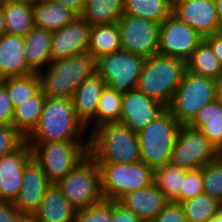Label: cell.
<instances>
[{
    "instance_id": "cell-36",
    "label": "cell",
    "mask_w": 222,
    "mask_h": 222,
    "mask_svg": "<svg viewBox=\"0 0 222 222\" xmlns=\"http://www.w3.org/2000/svg\"><path fill=\"white\" fill-rule=\"evenodd\" d=\"M204 193L222 202V157L206 163L202 168Z\"/></svg>"
},
{
    "instance_id": "cell-12",
    "label": "cell",
    "mask_w": 222,
    "mask_h": 222,
    "mask_svg": "<svg viewBox=\"0 0 222 222\" xmlns=\"http://www.w3.org/2000/svg\"><path fill=\"white\" fill-rule=\"evenodd\" d=\"M160 25L156 21L122 14L117 22L122 50L145 58L158 53Z\"/></svg>"
},
{
    "instance_id": "cell-48",
    "label": "cell",
    "mask_w": 222,
    "mask_h": 222,
    "mask_svg": "<svg viewBox=\"0 0 222 222\" xmlns=\"http://www.w3.org/2000/svg\"><path fill=\"white\" fill-rule=\"evenodd\" d=\"M17 222H38L33 214H22Z\"/></svg>"
},
{
    "instance_id": "cell-11",
    "label": "cell",
    "mask_w": 222,
    "mask_h": 222,
    "mask_svg": "<svg viewBox=\"0 0 222 222\" xmlns=\"http://www.w3.org/2000/svg\"><path fill=\"white\" fill-rule=\"evenodd\" d=\"M219 155L209 139L199 130L190 125L180 127L169 163L186 169L202 168Z\"/></svg>"
},
{
    "instance_id": "cell-29",
    "label": "cell",
    "mask_w": 222,
    "mask_h": 222,
    "mask_svg": "<svg viewBox=\"0 0 222 222\" xmlns=\"http://www.w3.org/2000/svg\"><path fill=\"white\" fill-rule=\"evenodd\" d=\"M123 14V0H86L80 15L91 26L117 23Z\"/></svg>"
},
{
    "instance_id": "cell-17",
    "label": "cell",
    "mask_w": 222,
    "mask_h": 222,
    "mask_svg": "<svg viewBox=\"0 0 222 222\" xmlns=\"http://www.w3.org/2000/svg\"><path fill=\"white\" fill-rule=\"evenodd\" d=\"M172 13L203 37L221 32L214 0H179Z\"/></svg>"
},
{
    "instance_id": "cell-14",
    "label": "cell",
    "mask_w": 222,
    "mask_h": 222,
    "mask_svg": "<svg viewBox=\"0 0 222 222\" xmlns=\"http://www.w3.org/2000/svg\"><path fill=\"white\" fill-rule=\"evenodd\" d=\"M167 107L148 97L138 88L123 93L120 123L139 133L162 114Z\"/></svg>"
},
{
    "instance_id": "cell-18",
    "label": "cell",
    "mask_w": 222,
    "mask_h": 222,
    "mask_svg": "<svg viewBox=\"0 0 222 222\" xmlns=\"http://www.w3.org/2000/svg\"><path fill=\"white\" fill-rule=\"evenodd\" d=\"M51 185L42 167L32 158L23 170L22 186L15 207L22 214H34Z\"/></svg>"
},
{
    "instance_id": "cell-32",
    "label": "cell",
    "mask_w": 222,
    "mask_h": 222,
    "mask_svg": "<svg viewBox=\"0 0 222 222\" xmlns=\"http://www.w3.org/2000/svg\"><path fill=\"white\" fill-rule=\"evenodd\" d=\"M173 7L164 0H123V14L161 23Z\"/></svg>"
},
{
    "instance_id": "cell-33",
    "label": "cell",
    "mask_w": 222,
    "mask_h": 222,
    "mask_svg": "<svg viewBox=\"0 0 222 222\" xmlns=\"http://www.w3.org/2000/svg\"><path fill=\"white\" fill-rule=\"evenodd\" d=\"M0 82L6 87L14 108L35 96L41 90L37 73L26 76L7 77L1 79Z\"/></svg>"
},
{
    "instance_id": "cell-9",
    "label": "cell",
    "mask_w": 222,
    "mask_h": 222,
    "mask_svg": "<svg viewBox=\"0 0 222 222\" xmlns=\"http://www.w3.org/2000/svg\"><path fill=\"white\" fill-rule=\"evenodd\" d=\"M101 190L105 200L119 201L126 194L153 183L154 170L142 161L127 163H98Z\"/></svg>"
},
{
    "instance_id": "cell-25",
    "label": "cell",
    "mask_w": 222,
    "mask_h": 222,
    "mask_svg": "<svg viewBox=\"0 0 222 222\" xmlns=\"http://www.w3.org/2000/svg\"><path fill=\"white\" fill-rule=\"evenodd\" d=\"M190 126L199 129L218 152L222 150V104L216 99L198 112Z\"/></svg>"
},
{
    "instance_id": "cell-35",
    "label": "cell",
    "mask_w": 222,
    "mask_h": 222,
    "mask_svg": "<svg viewBox=\"0 0 222 222\" xmlns=\"http://www.w3.org/2000/svg\"><path fill=\"white\" fill-rule=\"evenodd\" d=\"M122 97L123 93L106 85L95 111V128L106 123L120 122Z\"/></svg>"
},
{
    "instance_id": "cell-23",
    "label": "cell",
    "mask_w": 222,
    "mask_h": 222,
    "mask_svg": "<svg viewBox=\"0 0 222 222\" xmlns=\"http://www.w3.org/2000/svg\"><path fill=\"white\" fill-rule=\"evenodd\" d=\"M33 11L34 26L51 32L57 31L79 17L54 0H36L33 3Z\"/></svg>"
},
{
    "instance_id": "cell-27",
    "label": "cell",
    "mask_w": 222,
    "mask_h": 222,
    "mask_svg": "<svg viewBox=\"0 0 222 222\" xmlns=\"http://www.w3.org/2000/svg\"><path fill=\"white\" fill-rule=\"evenodd\" d=\"M6 33L25 36L34 26L33 3L12 2L2 4Z\"/></svg>"
},
{
    "instance_id": "cell-5",
    "label": "cell",
    "mask_w": 222,
    "mask_h": 222,
    "mask_svg": "<svg viewBox=\"0 0 222 222\" xmlns=\"http://www.w3.org/2000/svg\"><path fill=\"white\" fill-rule=\"evenodd\" d=\"M48 181L57 184L89 154V141L28 143Z\"/></svg>"
},
{
    "instance_id": "cell-31",
    "label": "cell",
    "mask_w": 222,
    "mask_h": 222,
    "mask_svg": "<svg viewBox=\"0 0 222 222\" xmlns=\"http://www.w3.org/2000/svg\"><path fill=\"white\" fill-rule=\"evenodd\" d=\"M186 171L170 163L154 170L153 182L169 202L179 203L180 187H182Z\"/></svg>"
},
{
    "instance_id": "cell-3",
    "label": "cell",
    "mask_w": 222,
    "mask_h": 222,
    "mask_svg": "<svg viewBox=\"0 0 222 222\" xmlns=\"http://www.w3.org/2000/svg\"><path fill=\"white\" fill-rule=\"evenodd\" d=\"M94 72L95 61L88 53H82L51 62L37 74L45 97L72 99L80 84Z\"/></svg>"
},
{
    "instance_id": "cell-10",
    "label": "cell",
    "mask_w": 222,
    "mask_h": 222,
    "mask_svg": "<svg viewBox=\"0 0 222 222\" xmlns=\"http://www.w3.org/2000/svg\"><path fill=\"white\" fill-rule=\"evenodd\" d=\"M145 57L119 50L95 60V72L111 89L126 93L138 87Z\"/></svg>"
},
{
    "instance_id": "cell-38",
    "label": "cell",
    "mask_w": 222,
    "mask_h": 222,
    "mask_svg": "<svg viewBox=\"0 0 222 222\" xmlns=\"http://www.w3.org/2000/svg\"><path fill=\"white\" fill-rule=\"evenodd\" d=\"M201 168L187 170L179 192V203L204 193Z\"/></svg>"
},
{
    "instance_id": "cell-47",
    "label": "cell",
    "mask_w": 222,
    "mask_h": 222,
    "mask_svg": "<svg viewBox=\"0 0 222 222\" xmlns=\"http://www.w3.org/2000/svg\"><path fill=\"white\" fill-rule=\"evenodd\" d=\"M216 6L217 17L219 21L220 31H222V0H214Z\"/></svg>"
},
{
    "instance_id": "cell-4",
    "label": "cell",
    "mask_w": 222,
    "mask_h": 222,
    "mask_svg": "<svg viewBox=\"0 0 222 222\" xmlns=\"http://www.w3.org/2000/svg\"><path fill=\"white\" fill-rule=\"evenodd\" d=\"M185 70L184 60L156 53L145 59L137 88L168 107Z\"/></svg>"
},
{
    "instance_id": "cell-30",
    "label": "cell",
    "mask_w": 222,
    "mask_h": 222,
    "mask_svg": "<svg viewBox=\"0 0 222 222\" xmlns=\"http://www.w3.org/2000/svg\"><path fill=\"white\" fill-rule=\"evenodd\" d=\"M186 70L216 81L222 75V64L203 39L186 61Z\"/></svg>"
},
{
    "instance_id": "cell-22",
    "label": "cell",
    "mask_w": 222,
    "mask_h": 222,
    "mask_svg": "<svg viewBox=\"0 0 222 222\" xmlns=\"http://www.w3.org/2000/svg\"><path fill=\"white\" fill-rule=\"evenodd\" d=\"M76 212L58 185L51 184L33 215L38 222H74Z\"/></svg>"
},
{
    "instance_id": "cell-2",
    "label": "cell",
    "mask_w": 222,
    "mask_h": 222,
    "mask_svg": "<svg viewBox=\"0 0 222 222\" xmlns=\"http://www.w3.org/2000/svg\"><path fill=\"white\" fill-rule=\"evenodd\" d=\"M89 154L97 163L140 162L138 135L120 122L100 125L89 134Z\"/></svg>"
},
{
    "instance_id": "cell-46",
    "label": "cell",
    "mask_w": 222,
    "mask_h": 222,
    "mask_svg": "<svg viewBox=\"0 0 222 222\" xmlns=\"http://www.w3.org/2000/svg\"><path fill=\"white\" fill-rule=\"evenodd\" d=\"M216 92L215 99L222 104V75L215 81Z\"/></svg>"
},
{
    "instance_id": "cell-8",
    "label": "cell",
    "mask_w": 222,
    "mask_h": 222,
    "mask_svg": "<svg viewBox=\"0 0 222 222\" xmlns=\"http://www.w3.org/2000/svg\"><path fill=\"white\" fill-rule=\"evenodd\" d=\"M57 185L77 211L104 200L99 165L90 154L80 161Z\"/></svg>"
},
{
    "instance_id": "cell-52",
    "label": "cell",
    "mask_w": 222,
    "mask_h": 222,
    "mask_svg": "<svg viewBox=\"0 0 222 222\" xmlns=\"http://www.w3.org/2000/svg\"><path fill=\"white\" fill-rule=\"evenodd\" d=\"M164 1H166L172 7H174L179 0H164Z\"/></svg>"
},
{
    "instance_id": "cell-49",
    "label": "cell",
    "mask_w": 222,
    "mask_h": 222,
    "mask_svg": "<svg viewBox=\"0 0 222 222\" xmlns=\"http://www.w3.org/2000/svg\"><path fill=\"white\" fill-rule=\"evenodd\" d=\"M6 33V26L4 21V15L2 12V4H0V36Z\"/></svg>"
},
{
    "instance_id": "cell-7",
    "label": "cell",
    "mask_w": 222,
    "mask_h": 222,
    "mask_svg": "<svg viewBox=\"0 0 222 222\" xmlns=\"http://www.w3.org/2000/svg\"><path fill=\"white\" fill-rule=\"evenodd\" d=\"M215 92V80L185 70L167 109L181 126L190 125L198 112L215 100Z\"/></svg>"
},
{
    "instance_id": "cell-37",
    "label": "cell",
    "mask_w": 222,
    "mask_h": 222,
    "mask_svg": "<svg viewBox=\"0 0 222 222\" xmlns=\"http://www.w3.org/2000/svg\"><path fill=\"white\" fill-rule=\"evenodd\" d=\"M74 222H112V201L104 199L98 204L78 210Z\"/></svg>"
},
{
    "instance_id": "cell-28",
    "label": "cell",
    "mask_w": 222,
    "mask_h": 222,
    "mask_svg": "<svg viewBox=\"0 0 222 222\" xmlns=\"http://www.w3.org/2000/svg\"><path fill=\"white\" fill-rule=\"evenodd\" d=\"M45 96L41 90L14 108L12 125L27 138L36 128L43 110Z\"/></svg>"
},
{
    "instance_id": "cell-6",
    "label": "cell",
    "mask_w": 222,
    "mask_h": 222,
    "mask_svg": "<svg viewBox=\"0 0 222 222\" xmlns=\"http://www.w3.org/2000/svg\"><path fill=\"white\" fill-rule=\"evenodd\" d=\"M180 127L177 119L166 109L137 133L141 161L153 170L169 163Z\"/></svg>"
},
{
    "instance_id": "cell-44",
    "label": "cell",
    "mask_w": 222,
    "mask_h": 222,
    "mask_svg": "<svg viewBox=\"0 0 222 222\" xmlns=\"http://www.w3.org/2000/svg\"><path fill=\"white\" fill-rule=\"evenodd\" d=\"M204 40L210 45L214 55L218 58L222 64V31L204 37Z\"/></svg>"
},
{
    "instance_id": "cell-50",
    "label": "cell",
    "mask_w": 222,
    "mask_h": 222,
    "mask_svg": "<svg viewBox=\"0 0 222 222\" xmlns=\"http://www.w3.org/2000/svg\"><path fill=\"white\" fill-rule=\"evenodd\" d=\"M207 222H222V209L217 212L211 219Z\"/></svg>"
},
{
    "instance_id": "cell-13",
    "label": "cell",
    "mask_w": 222,
    "mask_h": 222,
    "mask_svg": "<svg viewBox=\"0 0 222 222\" xmlns=\"http://www.w3.org/2000/svg\"><path fill=\"white\" fill-rule=\"evenodd\" d=\"M203 39L202 35L171 13L160 25L158 53L186 62Z\"/></svg>"
},
{
    "instance_id": "cell-16",
    "label": "cell",
    "mask_w": 222,
    "mask_h": 222,
    "mask_svg": "<svg viewBox=\"0 0 222 222\" xmlns=\"http://www.w3.org/2000/svg\"><path fill=\"white\" fill-rule=\"evenodd\" d=\"M32 158V149L26 141L14 152L0 158V201L14 203L17 199L23 170Z\"/></svg>"
},
{
    "instance_id": "cell-41",
    "label": "cell",
    "mask_w": 222,
    "mask_h": 222,
    "mask_svg": "<svg viewBox=\"0 0 222 222\" xmlns=\"http://www.w3.org/2000/svg\"><path fill=\"white\" fill-rule=\"evenodd\" d=\"M14 106L6 87L0 82V127L12 124Z\"/></svg>"
},
{
    "instance_id": "cell-43",
    "label": "cell",
    "mask_w": 222,
    "mask_h": 222,
    "mask_svg": "<svg viewBox=\"0 0 222 222\" xmlns=\"http://www.w3.org/2000/svg\"><path fill=\"white\" fill-rule=\"evenodd\" d=\"M21 215L13 202L0 201V222H17Z\"/></svg>"
},
{
    "instance_id": "cell-24",
    "label": "cell",
    "mask_w": 222,
    "mask_h": 222,
    "mask_svg": "<svg viewBox=\"0 0 222 222\" xmlns=\"http://www.w3.org/2000/svg\"><path fill=\"white\" fill-rule=\"evenodd\" d=\"M52 36L53 32L38 27L24 36L26 61L34 73L44 70L51 63Z\"/></svg>"
},
{
    "instance_id": "cell-42",
    "label": "cell",
    "mask_w": 222,
    "mask_h": 222,
    "mask_svg": "<svg viewBox=\"0 0 222 222\" xmlns=\"http://www.w3.org/2000/svg\"><path fill=\"white\" fill-rule=\"evenodd\" d=\"M112 222H143L133 211L118 201H112Z\"/></svg>"
},
{
    "instance_id": "cell-40",
    "label": "cell",
    "mask_w": 222,
    "mask_h": 222,
    "mask_svg": "<svg viewBox=\"0 0 222 222\" xmlns=\"http://www.w3.org/2000/svg\"><path fill=\"white\" fill-rule=\"evenodd\" d=\"M151 222H186L180 203L169 202Z\"/></svg>"
},
{
    "instance_id": "cell-15",
    "label": "cell",
    "mask_w": 222,
    "mask_h": 222,
    "mask_svg": "<svg viewBox=\"0 0 222 222\" xmlns=\"http://www.w3.org/2000/svg\"><path fill=\"white\" fill-rule=\"evenodd\" d=\"M91 28V24L79 16L54 31L50 48L51 62L87 53Z\"/></svg>"
},
{
    "instance_id": "cell-34",
    "label": "cell",
    "mask_w": 222,
    "mask_h": 222,
    "mask_svg": "<svg viewBox=\"0 0 222 222\" xmlns=\"http://www.w3.org/2000/svg\"><path fill=\"white\" fill-rule=\"evenodd\" d=\"M186 222H207L222 209V202L209 194L202 193L180 203Z\"/></svg>"
},
{
    "instance_id": "cell-51",
    "label": "cell",
    "mask_w": 222,
    "mask_h": 222,
    "mask_svg": "<svg viewBox=\"0 0 222 222\" xmlns=\"http://www.w3.org/2000/svg\"><path fill=\"white\" fill-rule=\"evenodd\" d=\"M36 0H0V4L12 3V2H29L34 3Z\"/></svg>"
},
{
    "instance_id": "cell-39",
    "label": "cell",
    "mask_w": 222,
    "mask_h": 222,
    "mask_svg": "<svg viewBox=\"0 0 222 222\" xmlns=\"http://www.w3.org/2000/svg\"><path fill=\"white\" fill-rule=\"evenodd\" d=\"M26 138L12 125L0 127V158L17 150Z\"/></svg>"
},
{
    "instance_id": "cell-1",
    "label": "cell",
    "mask_w": 222,
    "mask_h": 222,
    "mask_svg": "<svg viewBox=\"0 0 222 222\" xmlns=\"http://www.w3.org/2000/svg\"><path fill=\"white\" fill-rule=\"evenodd\" d=\"M53 141H89L88 131L77 118L72 99L45 97L39 122L26 138L27 143Z\"/></svg>"
},
{
    "instance_id": "cell-19",
    "label": "cell",
    "mask_w": 222,
    "mask_h": 222,
    "mask_svg": "<svg viewBox=\"0 0 222 222\" xmlns=\"http://www.w3.org/2000/svg\"><path fill=\"white\" fill-rule=\"evenodd\" d=\"M105 87V80L94 72L80 84L72 97L76 116L85 125L88 134L95 129V111Z\"/></svg>"
},
{
    "instance_id": "cell-26",
    "label": "cell",
    "mask_w": 222,
    "mask_h": 222,
    "mask_svg": "<svg viewBox=\"0 0 222 222\" xmlns=\"http://www.w3.org/2000/svg\"><path fill=\"white\" fill-rule=\"evenodd\" d=\"M122 49L117 23L92 26L87 53L96 59Z\"/></svg>"
},
{
    "instance_id": "cell-20",
    "label": "cell",
    "mask_w": 222,
    "mask_h": 222,
    "mask_svg": "<svg viewBox=\"0 0 222 222\" xmlns=\"http://www.w3.org/2000/svg\"><path fill=\"white\" fill-rule=\"evenodd\" d=\"M32 73L25 57L24 36L7 33L0 36V80Z\"/></svg>"
},
{
    "instance_id": "cell-45",
    "label": "cell",
    "mask_w": 222,
    "mask_h": 222,
    "mask_svg": "<svg viewBox=\"0 0 222 222\" xmlns=\"http://www.w3.org/2000/svg\"><path fill=\"white\" fill-rule=\"evenodd\" d=\"M54 1L72 10L78 16L81 15L86 2V0H54Z\"/></svg>"
},
{
    "instance_id": "cell-21",
    "label": "cell",
    "mask_w": 222,
    "mask_h": 222,
    "mask_svg": "<svg viewBox=\"0 0 222 222\" xmlns=\"http://www.w3.org/2000/svg\"><path fill=\"white\" fill-rule=\"evenodd\" d=\"M118 202L133 211L143 222H151L169 203L154 182L126 194Z\"/></svg>"
}]
</instances>
